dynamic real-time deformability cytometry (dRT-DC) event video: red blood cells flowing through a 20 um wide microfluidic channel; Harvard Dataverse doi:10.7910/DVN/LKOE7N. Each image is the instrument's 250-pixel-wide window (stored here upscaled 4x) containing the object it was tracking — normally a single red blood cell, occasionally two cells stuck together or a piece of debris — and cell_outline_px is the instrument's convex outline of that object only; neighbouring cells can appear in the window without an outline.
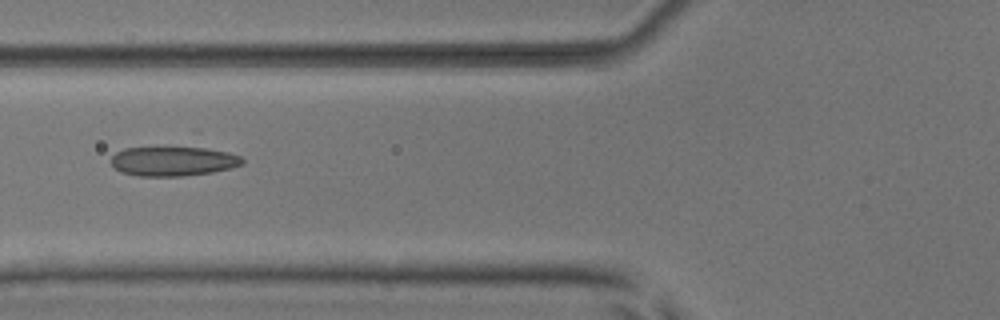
{"species": "common noctule bat (a hibernating species)", "species_latin": "Nyctalus noctula", "temperature_condition": "room temperature", "stored_images_in_passage": 6, "camera_frame_rate_fps": 3000, "um_per_image_px": 0.085, "animal": {"sex": "male", "body_mass_g": 17.9, "forearm_length_mm": 54.2}, "frame": {"image": 1, "passage_image": 6, "time_ms": 1.667, "image_size_px": [1000, 320], "cell_outline_px": [[244, 164], [212, 172], [180, 176], [136, 176], [120, 172], [112, 164], [112, 156], [116, 152], [124, 148], [208, 148], [228, 152], [240, 156], [244, 160]], "centroid_in_image_um": [14.71, 13.71], "position_along_channel_um": 111.1, "area_um2": 22.31}}